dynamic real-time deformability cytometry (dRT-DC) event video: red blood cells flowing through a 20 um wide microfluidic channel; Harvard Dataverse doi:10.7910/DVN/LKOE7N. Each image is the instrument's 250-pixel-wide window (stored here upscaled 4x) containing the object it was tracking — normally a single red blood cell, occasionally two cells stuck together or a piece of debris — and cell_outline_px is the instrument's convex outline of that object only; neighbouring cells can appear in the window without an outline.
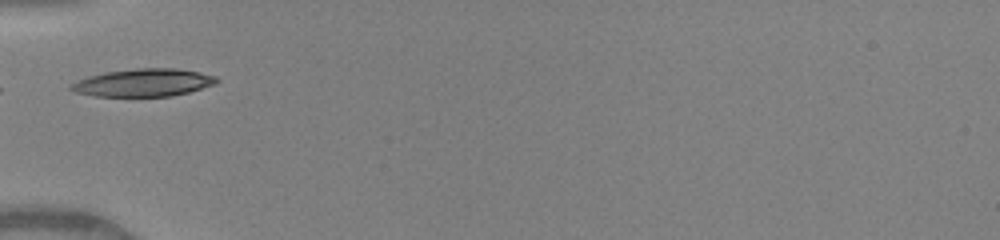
{"species": "human", "species_latin": "Homo sapiens", "temperature_condition": "warm", "stored_images_in_passage": 3, "camera_frame_rate_fps": 3000, "um_per_image_px": 0.085, "donor": {"sex": "female"}, "frame": {"image": 1, "passage_image": 1, "time_ms": 0.0, "image_size_px": [1000, 240], "cell_outline_px": [[220, 80], [216, 84], [188, 92], [172, 96], [92, 96], [76, 92], [68, 88], [76, 80], [88, 76], [104, 72], [136, 68], [176, 68], [200, 72], [216, 76]], "centroid_in_image_um": [12.2, 7.02], "position_along_channel_um": 72.8, "area_um2": 23.64}}